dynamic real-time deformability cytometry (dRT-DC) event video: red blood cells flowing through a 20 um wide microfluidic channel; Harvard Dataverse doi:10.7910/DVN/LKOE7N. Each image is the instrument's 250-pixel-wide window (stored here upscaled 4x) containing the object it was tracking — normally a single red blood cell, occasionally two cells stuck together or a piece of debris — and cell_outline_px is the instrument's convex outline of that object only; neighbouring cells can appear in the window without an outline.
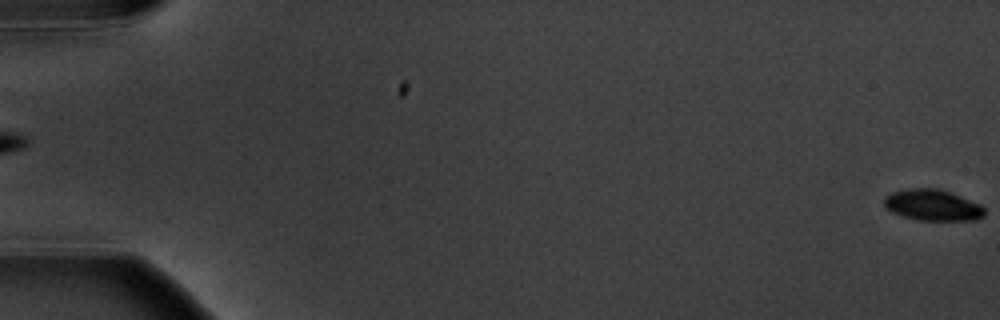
{"species": "common noctule bat (a hibernating species)", "species_latin": "Nyctalus noctula", "temperature_condition": "warm", "stored_images_in_passage": 6, "segment_of_instrument_passage": [2, 2], "camera_frame_rate_fps": 3000, "um_per_image_px": 0.085, "animal": {"sex": "male", "body_mass_g": 20.1, "forearm_length_mm": 53.5}, "frame": {"image": 1, "passage_image": 6, "time_ms": 6.0, "image_size_px": [1000, 320], "cell_outline_px": [[984, 216], [976, 220], [920, 220], [904, 216], [892, 212], [884, 208], [884, 196], [892, 192], [908, 188], [936, 188], [960, 196], [980, 204], [984, 208]], "centroid_in_image_um": [79.24, 17.43], "position_along_channel_um": 5.8, "area_um2": 18.15}}